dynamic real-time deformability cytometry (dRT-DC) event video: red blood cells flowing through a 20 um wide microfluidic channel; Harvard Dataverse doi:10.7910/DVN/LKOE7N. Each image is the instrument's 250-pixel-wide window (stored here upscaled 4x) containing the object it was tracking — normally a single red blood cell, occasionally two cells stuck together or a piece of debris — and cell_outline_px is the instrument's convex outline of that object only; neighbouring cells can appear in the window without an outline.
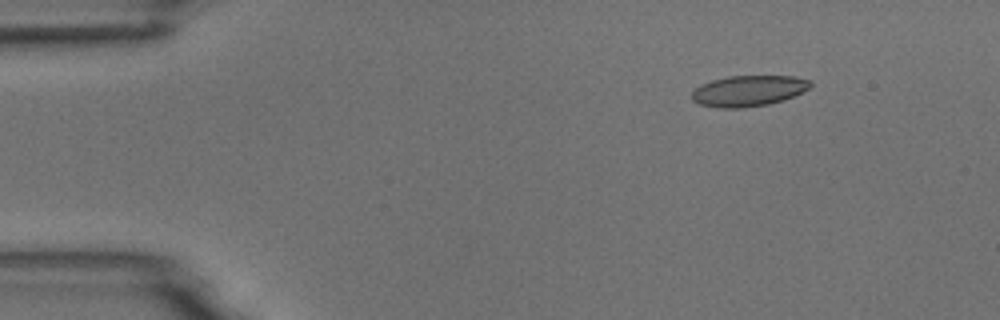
{"species": "common noctule bat (a hibernating species)", "species_latin": "Nyctalus noctula", "temperature_condition": "room temperature", "stored_images_in_passage": 9, "camera_frame_rate_fps": 3000, "um_per_image_px": 0.085, "animal": {"sex": "male", "body_mass_g": 18.8}, "frame": {"image": 1, "passage_image": 2, "time_ms": 1.333, "image_size_px": [1000, 320], "cell_outline_px": [[812, 84], [808, 88], [784, 100], [768, 104], [740, 108], [716, 108], [700, 104], [692, 100], [692, 92], [700, 84], [712, 80], [728, 76], [792, 76], [812, 80]], "centroid_in_image_um": [63.59, 7.72], "position_along_channel_um": 21.4, "area_um2": 21.27}}
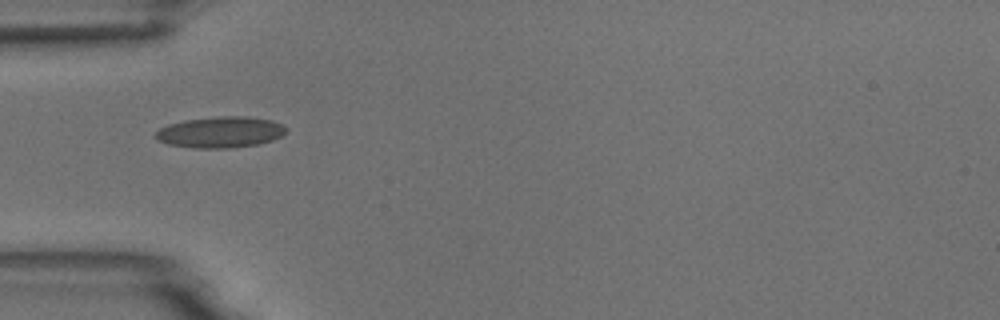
{"frame": {"image": 2, "passage_image": 4, "time_ms": 4.667, "image_size_px": [1000, 320], "cell_outline_px": [[288, 128], [280, 136], [272, 140], [260, 144], [228, 148], [196, 148], [168, 144], [156, 140], [156, 132], [160, 128], [168, 124], [184, 120], [220, 116], [248, 116], [272, 120]], "centroid_in_image_um": [18.73, 11.23], "position_along_channel_um": 66.3, "area_um2": 23.64}}
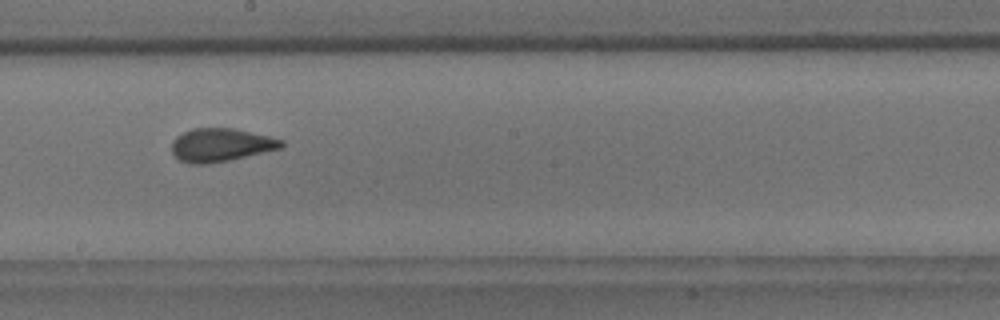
{"frame": {"image": 3, "passage_image": 8, "time_ms": 9.0, "image_size_px": [1000, 320], "cell_outline_px": [[284, 144], [280, 148], [228, 160], [208, 164], [188, 164], [180, 160], [172, 152], [172, 140], [176, 136], [192, 128], [232, 128], [268, 136], [284, 140]], "centroid_in_image_um": [18.73, 12.32], "position_along_channel_um": 229.5, "area_um2": 21.04}}